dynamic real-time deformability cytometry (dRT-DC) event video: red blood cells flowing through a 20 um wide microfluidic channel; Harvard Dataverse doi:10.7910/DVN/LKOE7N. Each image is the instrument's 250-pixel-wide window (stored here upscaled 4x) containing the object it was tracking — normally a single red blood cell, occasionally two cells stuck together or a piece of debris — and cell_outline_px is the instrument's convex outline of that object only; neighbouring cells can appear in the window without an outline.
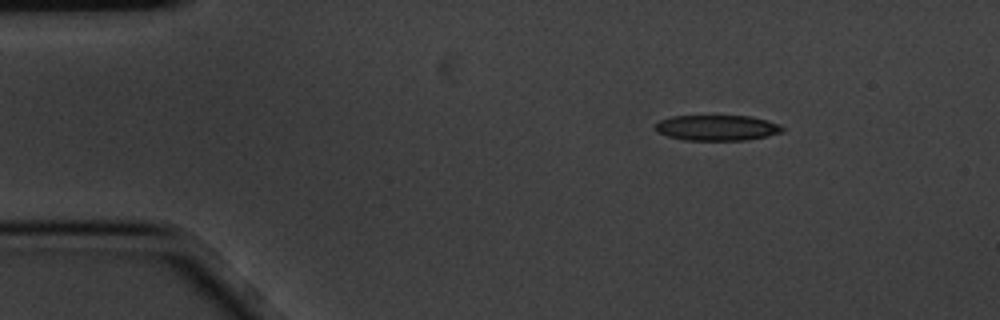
{"species": "common noctule bat (a hibernating species)", "species_latin": "Nyctalus noctula", "temperature_condition": "cold", "stored_images_in_passage": 4, "camera_frame_rate_fps": 3000, "um_per_image_px": 0.085, "animal": {"sex": "male", "body_mass_g": 20.1, "forearm_length_mm": 53.5}, "frame": {"image": 1, "passage_image": 1, "time_ms": 0.0, "image_size_px": [1000, 320], "cell_outline_px": [[784, 128], [780, 132], [768, 136], [744, 140], [684, 140], [668, 136], [656, 132], [656, 124], [660, 120], [672, 116], [748, 116], [780, 124]], "centroid_in_image_um": [60.92, 10.86], "position_along_channel_um": 24.1, "area_um2": 18.73}}
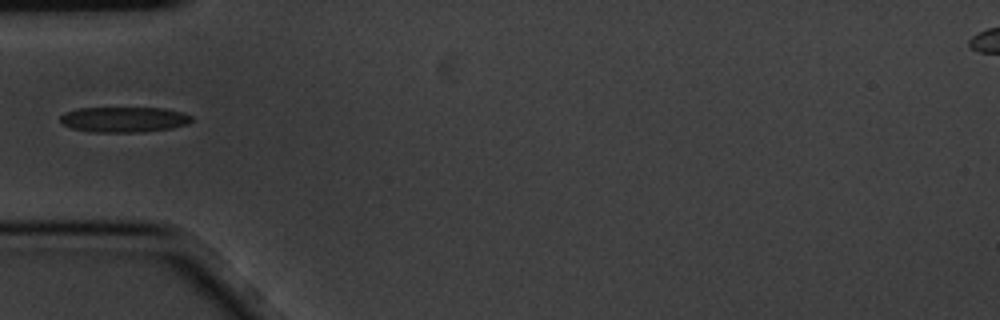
{"frame": {"image": 2, "passage_image": 4, "time_ms": 1.0, "image_size_px": [1000, 320], "cell_outline_px": [[192, 120], [188, 124], [172, 128], [140, 132], [92, 132], [72, 128], [60, 124], [60, 116], [64, 112], [80, 108], [164, 108], [180, 112], [192, 116]], "centroid_in_image_um": [10.51, 10.16], "position_along_channel_um": 74.5, "area_um2": 19.48}}